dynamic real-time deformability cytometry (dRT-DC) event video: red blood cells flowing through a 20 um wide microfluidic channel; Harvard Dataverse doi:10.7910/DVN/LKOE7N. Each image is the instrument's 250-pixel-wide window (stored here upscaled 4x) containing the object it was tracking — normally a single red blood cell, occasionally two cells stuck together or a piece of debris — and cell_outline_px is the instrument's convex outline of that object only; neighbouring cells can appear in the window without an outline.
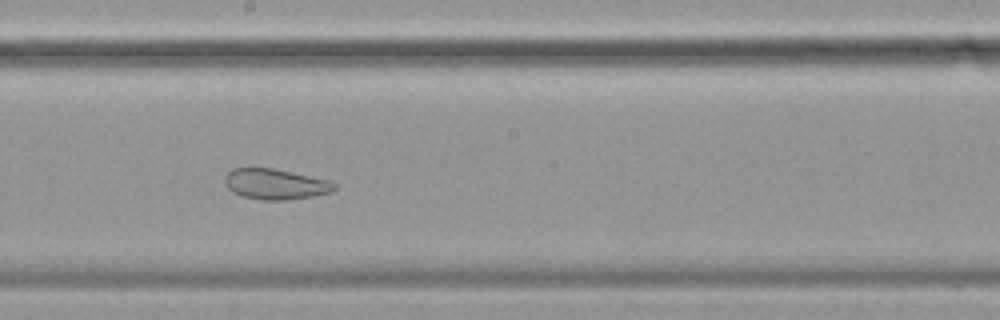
{"species": "common noctule bat (a hibernating species)", "species_latin": "Nyctalus noctula", "temperature_condition": "cold", "stored_images_in_passage": 58, "camera_frame_rate_fps": 3000, "um_per_image_px": 0.085, "animal": {"sex": "female", "body_mass_g": 19.9}, "frame": {"image": 1, "passage_image": 32, "time_ms": 10.333, "image_size_px": [1000, 320], "cell_outline_px": [[336, 188], [332, 192], [312, 196], [284, 200], [260, 200], [244, 196], [232, 192], [228, 188], [224, 180], [224, 176], [232, 168], [272, 168], [328, 180], [336, 184]], "centroid_in_image_um": [23.39, 15.65], "position_along_channel_um": 224.8, "area_um2": 19.36}}
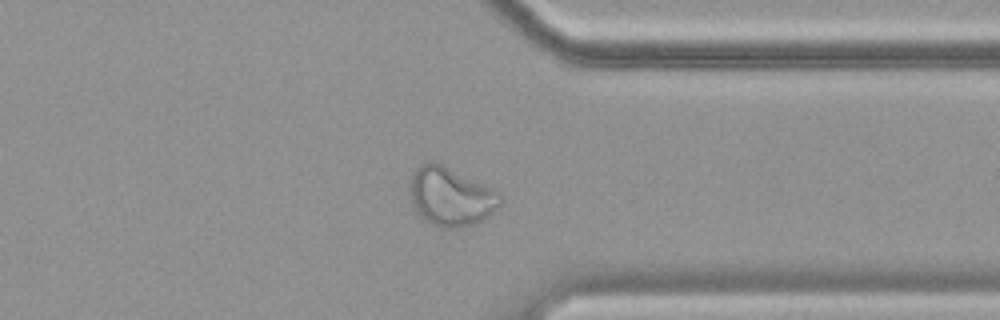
{"frame": {"image": 2, "passage_image": 45, "time_ms": 14.667, "image_size_px": [1000, 320], "cell_outline_px": [[500, 204], [488, 216], [476, 224], [456, 228], [440, 228], [424, 220], [416, 212], [412, 204], [408, 184], [412, 172], [424, 160], [432, 160], [484, 184], [496, 192], [500, 196]], "centroid_in_image_um": [38.23, 16.71], "position_along_channel_um": 373.2, "area_um2": 30.98}}